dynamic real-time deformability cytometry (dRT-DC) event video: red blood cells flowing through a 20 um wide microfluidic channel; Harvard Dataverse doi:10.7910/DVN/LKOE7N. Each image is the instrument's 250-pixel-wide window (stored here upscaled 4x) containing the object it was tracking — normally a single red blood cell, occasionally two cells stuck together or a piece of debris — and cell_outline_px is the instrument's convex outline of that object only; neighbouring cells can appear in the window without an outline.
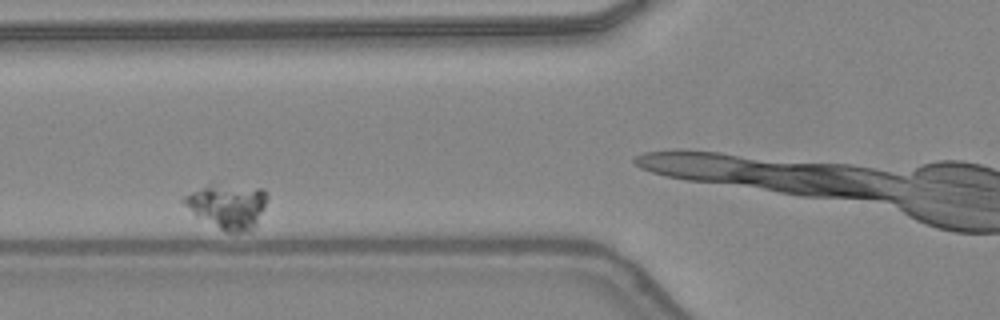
{"species": "common noctule bat (a hibernating species)", "species_latin": "Nyctalus noctula", "temperature_condition": "warm", "stored_images_in_passage": 22, "camera_frame_rate_fps": 3000, "um_per_image_px": 0.085, "animal": {"sex": "female", "body_mass_g": 24.6, "forearm_length_mm": 56.2}, "frame": {"image": 1, "passage_image": 10, "time_ms": 3.0, "image_size_px": [1000, 320], "cell_outline_px": [[268, 200], [256, 224], [248, 232], [228, 232], [196, 216], [180, 200], [180, 196], [212, 180], [260, 188], [268, 196]], "centroid_in_image_um": [19.29, 17.42], "position_along_channel_um": 106.5, "area_um2": 22.54}}